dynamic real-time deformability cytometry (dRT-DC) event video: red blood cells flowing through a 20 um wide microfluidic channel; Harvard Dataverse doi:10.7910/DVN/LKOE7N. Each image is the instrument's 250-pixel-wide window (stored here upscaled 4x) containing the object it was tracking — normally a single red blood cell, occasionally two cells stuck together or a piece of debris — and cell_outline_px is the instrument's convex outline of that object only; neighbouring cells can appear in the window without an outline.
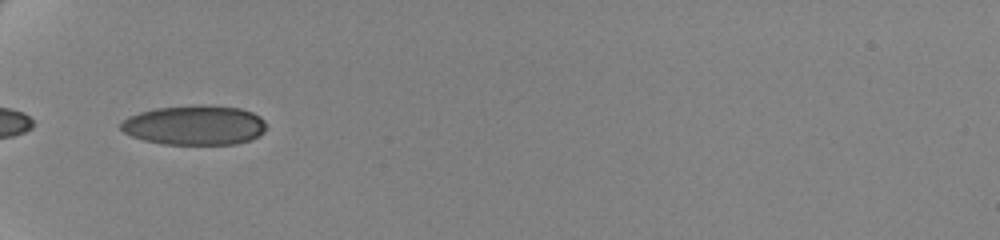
{"species": "human", "species_latin": "Homo sapiens", "temperature_condition": "cold", "stored_images_in_passage": 38, "camera_frame_rate_fps": 3000, "um_per_image_px": 0.085, "donor": {"sex": "female"}, "frame": {"image": 1, "passage_image": 1, "time_ms": 0.0, "image_size_px": [1000, 240], "cell_outline_px": [[264, 132], [248, 140], [236, 144], [164, 144], [144, 140], [132, 136], [124, 132], [120, 128], [120, 124], [128, 116], [140, 112], [156, 108], [200, 104], [240, 108], [252, 112], [260, 116], [264, 120]], "centroid_in_image_um": [16.53, 10.63], "position_along_channel_um": 68.5, "area_um2": 33.52}}
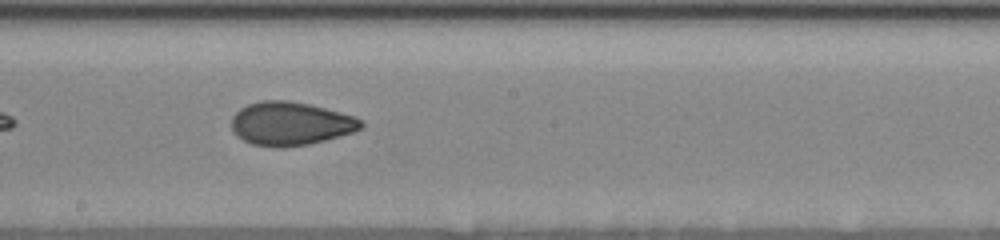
{"frame": {"image": 2, "passage_image": 15, "time_ms": 4.667, "image_size_px": [1000, 240], "cell_outline_px": [[364, 124], [360, 128], [352, 132], [324, 140], [308, 144], [284, 148], [276, 148], [252, 144], [236, 136], [232, 128], [232, 116], [240, 108], [248, 104], [260, 100], [288, 100], [308, 104], [356, 116], [364, 120]], "centroid_in_image_um": [24.68, 10.51], "position_along_channel_um": 223.5, "area_um2": 32.89}}
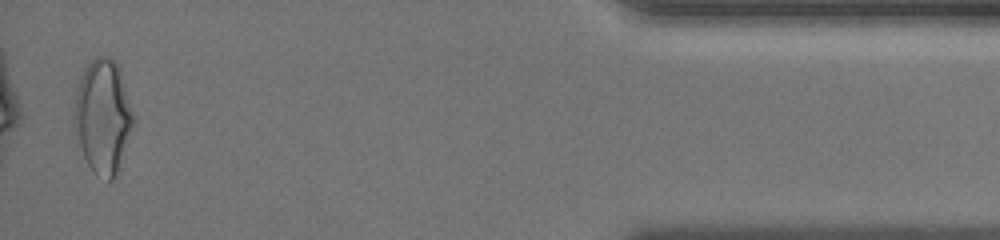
{"frame": {"image": 3, "passage_image": 37, "time_ms": 12.0, "image_size_px": [1000, 240], "cell_outline_px": [[136, 120], [116, 176], [112, 180], [108, 180], [92, 168], [88, 164], [84, 156], [72, 124], [72, 116], [76, 88], [84, 68], [96, 56], [108, 56], [120, 68]], "centroid_in_image_um": [8.75, 9.86], "position_along_channel_um": 426.5, "area_um2": 39.48}, "authors_computed_cell_mechanics": {"area_um2": 33.1483, "velocity_mm_per_s": 3.4993, "shape_relaxation_time_tau1_ms": 6.0704, "shape_relaxation_time_tau2_ms": 1.4062, "deformation_change_tau1": 0.157, "deformation_change_tau2": 0.0545}}